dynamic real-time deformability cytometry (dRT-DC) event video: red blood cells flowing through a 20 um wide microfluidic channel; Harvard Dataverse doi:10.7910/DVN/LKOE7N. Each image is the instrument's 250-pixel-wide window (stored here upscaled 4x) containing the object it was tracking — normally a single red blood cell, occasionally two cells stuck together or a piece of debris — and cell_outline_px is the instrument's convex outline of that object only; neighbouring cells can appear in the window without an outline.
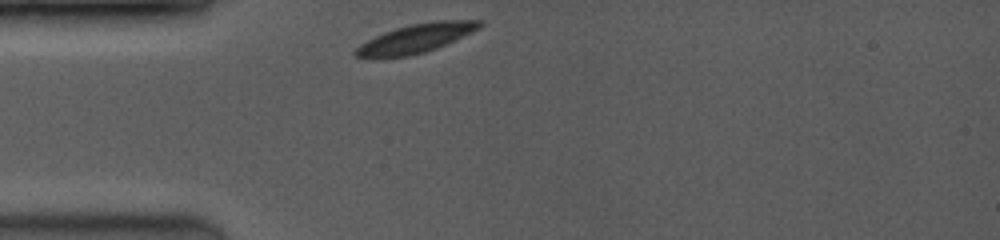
{"species": "common noctule bat (a hibernating species)", "species_latin": "Nyctalus noctula", "temperature_condition": "room temperature", "stored_images_in_passage": 30, "camera_frame_rate_fps": 3500, "um_per_image_px": 0.085, "animal": {"sex": "female", "body_mass_g": 19.0, "forearm_length_mm": 53.3}, "frame": {"image": 1, "passage_image": 1, "time_ms": 0.0, "image_size_px": [1000, 240], "cell_outline_px": [[484, 24], [480, 28], [436, 48], [424, 52], [408, 56], [356, 56], [352, 52], [360, 44], [384, 32], [408, 24], [432, 20], [484, 20]], "centroid_in_image_um": [35.41, 3.22], "position_along_channel_um": 49.6, "area_um2": 20.46}}
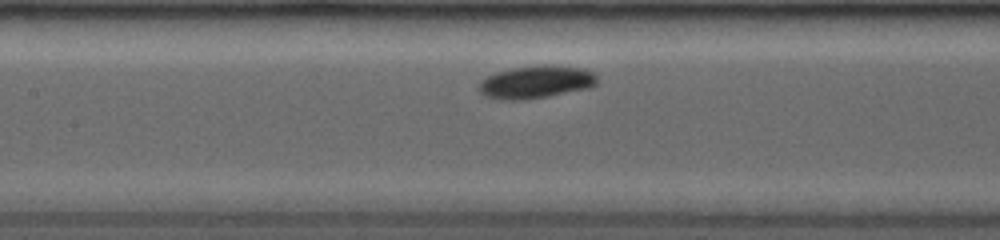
{"frame": {"image": 2, "passage_image": 12, "time_ms": 3.143, "image_size_px": [1000, 240], "cell_outline_px": [[596, 84], [588, 88], [548, 96], [520, 100], [504, 100], [484, 96], [480, 92], [480, 80], [492, 72], [512, 68], [540, 64], [552, 64], [584, 68], [592, 72], [596, 76]], "centroid_in_image_um": [45.53, 6.95], "position_along_channel_um": 161.9, "area_um2": 22.77}}
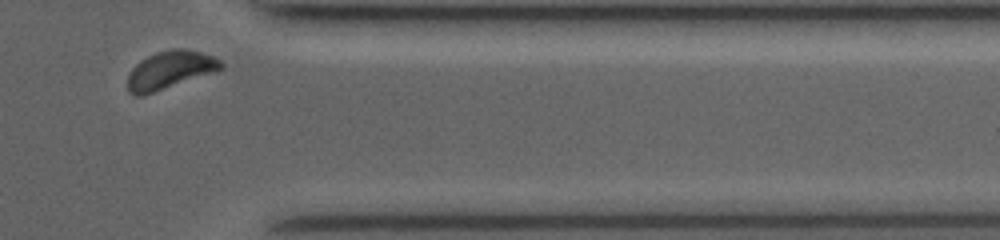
{"frame": {"image": 3, "passage_image": 30, "time_ms": 9.143, "image_size_px": [1000, 240], "cell_outline_px": [[224, 68], [140, 96], [136, 96], [128, 92], [128, 76], [132, 68], [140, 60], [156, 52], [172, 48], [180, 48], [200, 52], [212, 56], [220, 60], [224, 64]], "centroid_in_image_um": [14.42, 5.93], "position_along_channel_um": 397.0, "area_um2": 20.11}, "authors_computed_cell_mechanics": {"area_um2": 21.0392, "velocity_mm_per_s": 3.9332, "shape_relaxation_time_tau1_ms": 5.7486, "shape_relaxation_time_tau2_ms": null, "deformation_change_tau1": 0.1854, "deformation_change_tau2": null}}